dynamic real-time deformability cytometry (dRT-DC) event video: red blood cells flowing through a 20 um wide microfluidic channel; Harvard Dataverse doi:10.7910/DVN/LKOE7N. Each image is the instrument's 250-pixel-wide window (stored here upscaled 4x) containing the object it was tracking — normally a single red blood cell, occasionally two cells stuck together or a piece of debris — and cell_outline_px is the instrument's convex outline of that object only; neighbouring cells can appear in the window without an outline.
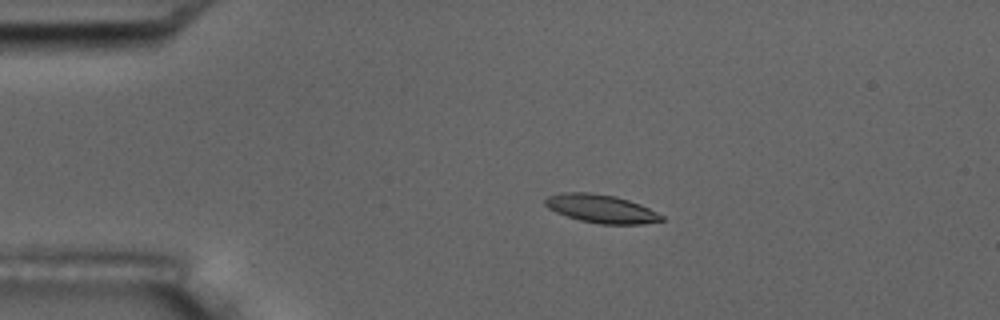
{"species": "common noctule bat (a hibernating species)", "species_latin": "Nyctalus noctula", "temperature_condition": "room temperature", "stored_images_in_passage": 9, "camera_frame_rate_fps": 3000, "um_per_image_px": 0.085, "animal": {"sex": "male", "body_mass_g": 17.5, "forearm_length_mm": 52.3}, "frame": {"image": 1, "passage_image": 3, "time_ms": 2.333, "image_size_px": [1000, 320], "cell_outline_px": [[664, 220], [644, 224], [600, 224], [580, 220], [556, 212], [548, 208], [544, 204], [544, 200], [548, 196], [564, 192], [588, 192], [616, 196], [640, 204], [664, 216]], "centroid_in_image_um": [51.1, 17.74], "position_along_channel_um": 33.9, "area_um2": 19.13}}
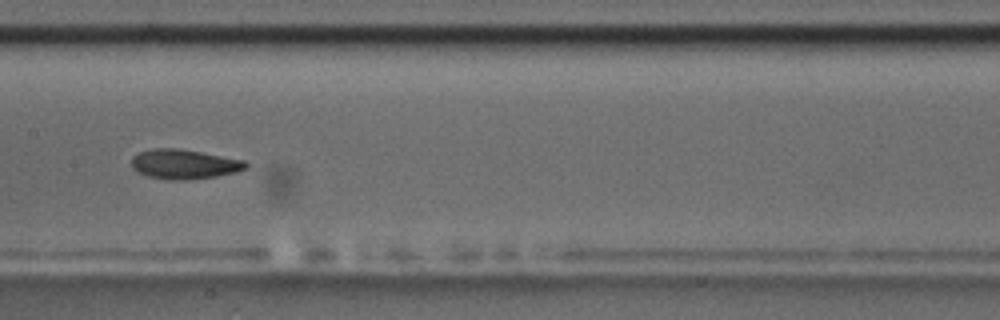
{"frame": {"image": 2, "passage_image": 8, "time_ms": 8.0, "image_size_px": [1000, 320], "cell_outline_px": [[248, 168], [236, 172], [216, 176], [184, 180], [168, 180], [148, 176], [136, 172], [132, 168], [132, 156], [136, 152], [152, 148], [180, 148], [244, 160], [248, 164]], "centroid_in_image_um": [15.62, 13.94], "position_along_channel_um": 191.8, "area_um2": 19.94}}